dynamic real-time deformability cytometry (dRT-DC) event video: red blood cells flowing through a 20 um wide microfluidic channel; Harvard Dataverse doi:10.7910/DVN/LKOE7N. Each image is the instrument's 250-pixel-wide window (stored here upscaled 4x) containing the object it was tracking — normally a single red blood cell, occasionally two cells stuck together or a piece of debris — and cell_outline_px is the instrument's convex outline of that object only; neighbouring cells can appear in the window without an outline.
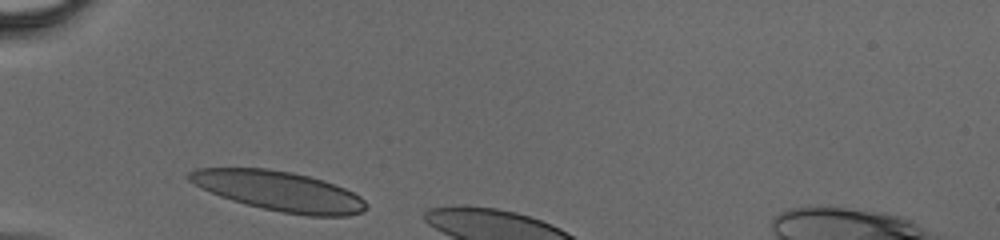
{"species": "human", "species_latin": "Homo sapiens", "temperature_condition": "cold", "stored_images_in_passage": 5, "camera_frame_rate_fps": 3000, "um_per_image_px": 0.085, "donor": {"sex": "male"}, "frame": {"image": 1, "passage_image": 1, "time_ms": 0.0, "image_size_px": [1000, 240], "cell_outline_px": [[368, 204], [360, 212], [348, 216], [308, 216], [280, 212], [232, 200], [220, 196], [200, 188], [188, 180], [188, 172], [196, 168], [264, 168], [292, 172], [308, 176], [344, 188], [360, 196]], "centroid_in_image_um": [23.69, 16.24], "position_along_channel_um": 61.3, "area_um2": 40.63}}